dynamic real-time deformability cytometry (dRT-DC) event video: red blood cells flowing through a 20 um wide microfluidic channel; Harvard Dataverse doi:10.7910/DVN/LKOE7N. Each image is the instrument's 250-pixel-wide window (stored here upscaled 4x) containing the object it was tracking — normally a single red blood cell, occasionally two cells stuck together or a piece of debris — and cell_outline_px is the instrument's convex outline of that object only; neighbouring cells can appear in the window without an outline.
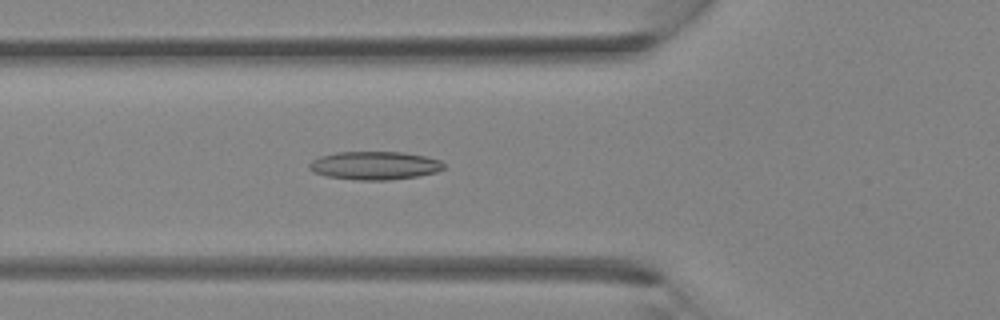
{"species": "Egyptian fruit bat (a non-hibernating species)", "species_latin": "Rousettus aegyptiacus", "temperature_condition": "room temperature", "stored_images_in_passage": 38, "camera_frame_rate_fps": 3000, "um_per_image_px": 0.085, "animal": {"sex": "female"}, "frame": {"image": 1, "passage_image": 14, "time_ms": 4.333, "image_size_px": [1000, 320], "cell_outline_px": [[444, 168], [436, 172], [416, 176], [388, 180], [356, 180], [328, 176], [312, 172], [308, 168], [308, 164], [312, 160], [320, 156], [336, 152], [400, 152], [424, 156], [440, 160], [444, 164]], "centroid_in_image_um": [31.8, 14.07], "position_along_channel_um": 94.0, "area_um2": 22.08}}
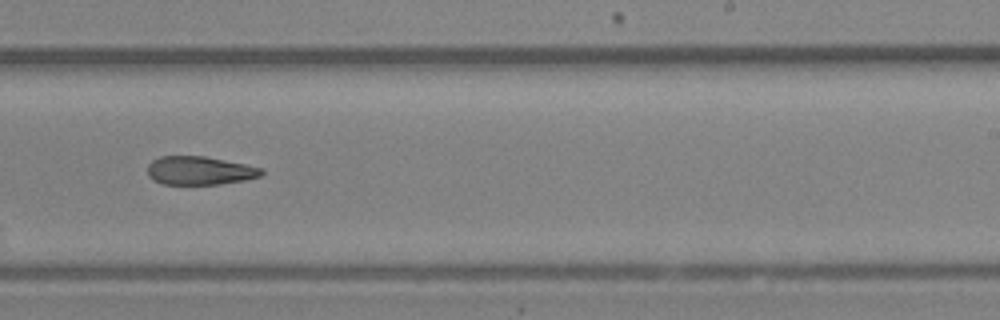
{"frame": {"image": 2, "passage_image": 24, "time_ms": 7.667, "image_size_px": [1000, 320], "cell_outline_px": [[264, 172], [260, 176], [244, 180], [220, 184], [164, 184], [152, 180], [148, 176], [148, 164], [152, 160], [160, 156], [204, 156], [264, 168]], "centroid_in_image_um": [16.95, 14.5], "position_along_channel_um": 272.0, "area_um2": 18.9}}
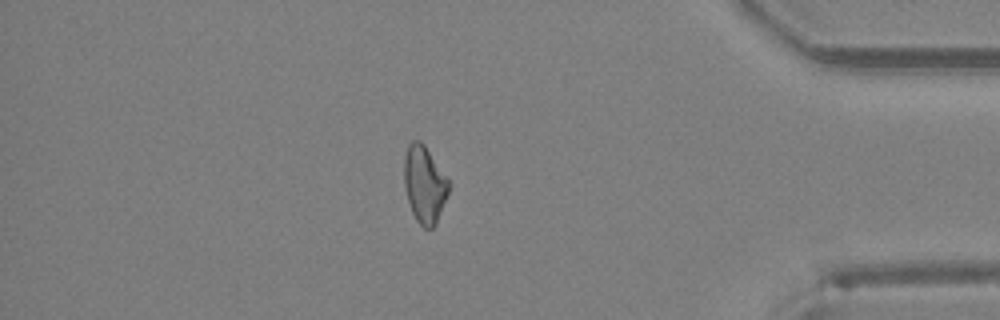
{"frame": {"image": 3, "passage_image": 33, "time_ms": 10.667, "image_size_px": [1000, 320], "cell_outline_px": [[452, 184], [436, 224], [432, 228], [424, 228], [416, 220], [412, 212], [404, 188], [404, 156], [408, 144], [412, 140], [420, 140], [424, 144]], "centroid_in_image_um": [36.09, 15.66], "position_along_channel_um": 399.1, "area_um2": 20.23}}